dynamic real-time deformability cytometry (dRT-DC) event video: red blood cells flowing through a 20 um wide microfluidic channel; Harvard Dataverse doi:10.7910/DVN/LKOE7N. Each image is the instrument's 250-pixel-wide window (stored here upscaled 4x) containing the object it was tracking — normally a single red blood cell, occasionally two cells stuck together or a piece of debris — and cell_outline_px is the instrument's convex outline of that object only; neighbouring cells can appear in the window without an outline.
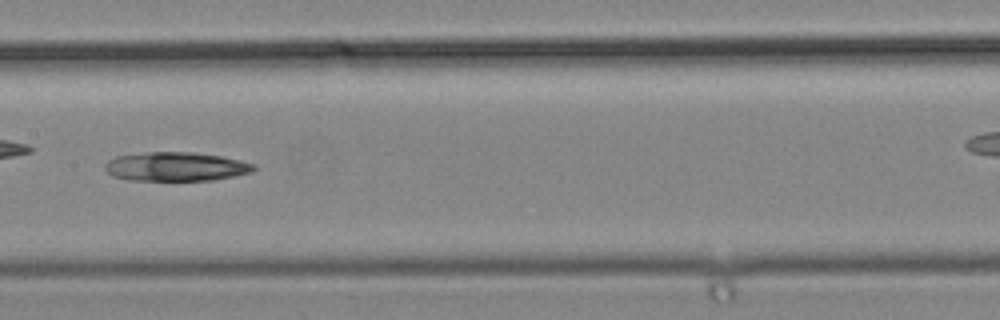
{"species": "common noctule bat (a hibernating species)", "species_latin": "Nyctalus noctula", "temperature_condition": "cold", "stored_images_in_passage": 32, "camera_frame_rate_fps": 3000, "um_per_image_px": 0.085, "animal": {"sex": "male", "body_mass_g": 19.2, "forearm_length_mm": 51.8}, "frame": {"image": 1, "passage_image": 10, "time_ms": 3.0, "image_size_px": [1000, 320], "cell_outline_px": [[256, 168], [252, 172], [236, 176], [212, 180], [128, 180], [112, 176], [104, 168], [104, 164], [108, 160], [116, 156], [148, 152], [192, 152], [220, 156], [240, 160], [256, 164]], "centroid_in_image_um": [14.96, 14.16], "position_along_channel_um": 192.4, "area_um2": 25.2}}